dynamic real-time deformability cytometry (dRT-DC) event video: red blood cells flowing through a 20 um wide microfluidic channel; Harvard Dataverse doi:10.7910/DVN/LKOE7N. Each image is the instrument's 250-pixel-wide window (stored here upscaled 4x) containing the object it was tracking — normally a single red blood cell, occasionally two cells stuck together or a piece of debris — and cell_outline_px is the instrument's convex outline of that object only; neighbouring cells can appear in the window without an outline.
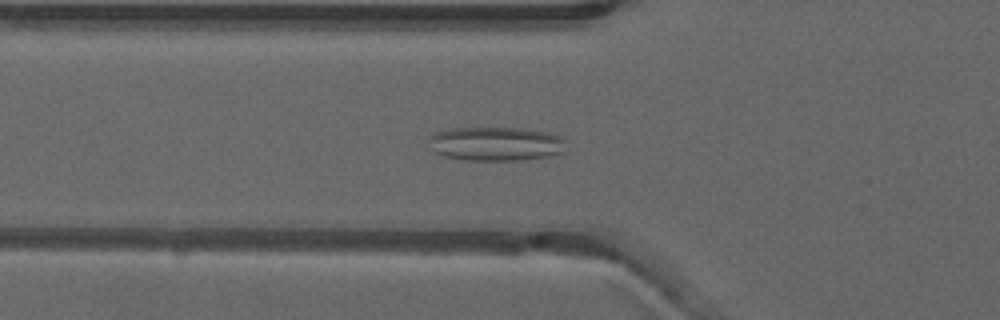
{"species": "common noctule bat (a hibernating species)", "species_latin": "Nyctalus noctula", "temperature_condition": "warm", "stored_images_in_passage": 50, "camera_frame_rate_fps": 3000, "um_per_image_px": 0.085, "animal": {"sex": "male", "forearm_length_mm": 52.5}, "frame": {"image": 1, "passage_image": 19, "time_ms": 6.0, "image_size_px": [1000, 320], "cell_outline_px": [[564, 152], [548, 156], [516, 160], [464, 160], [444, 156], [432, 152], [428, 140], [436, 132], [452, 128], [524, 128], [548, 132], [560, 136], [564, 140]], "centroid_in_image_um": [42.12, 12.22], "position_along_channel_um": 83.7, "area_um2": 27.22}}
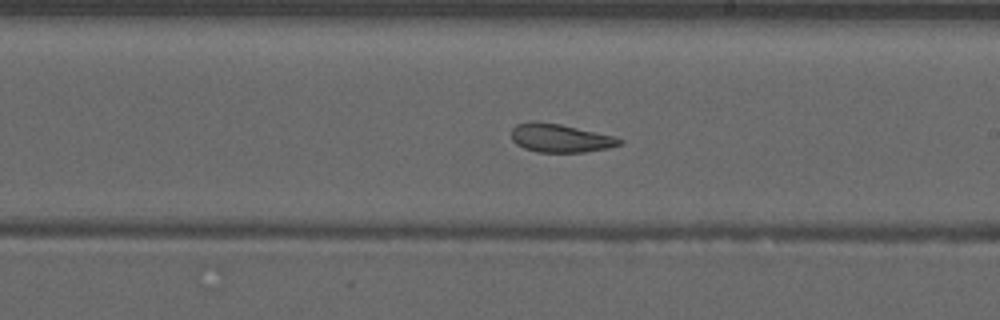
{"frame": {"image": 2, "passage_image": 31, "time_ms": 10.0, "image_size_px": [1000, 320], "cell_outline_px": [[624, 144], [608, 148], [584, 152], [536, 152], [524, 148], [516, 144], [512, 140], [512, 128], [516, 124], [560, 124], [616, 136], [624, 140]], "centroid_in_image_um": [47.72, 11.78], "position_along_channel_um": 241.3, "area_um2": 17.51}}
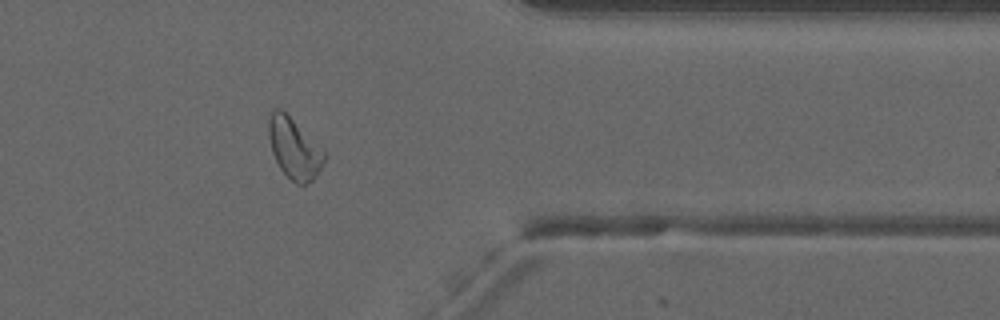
{"frame": {"image": 3, "passage_image": 43, "time_ms": 14.0, "image_size_px": [1000, 320], "cell_outline_px": [[324, 160], [320, 168], [312, 180], [308, 184], [296, 184], [280, 168], [272, 152], [268, 136], [268, 120], [272, 108], [280, 108], [324, 152]], "centroid_in_image_um": [24.94, 12.62], "position_along_channel_um": 386.5, "area_um2": 18.9}, "authors_computed_cell_mechanics": {"area_um2": 21.0392, "velocity_mm_per_s": 3.9344, "shape_relaxation_time_tau1_ms": null, "shape_relaxation_time_tau2_ms": 2.7128, "deformation_change_tau1": null, "deformation_change_tau2": 0.1026}}